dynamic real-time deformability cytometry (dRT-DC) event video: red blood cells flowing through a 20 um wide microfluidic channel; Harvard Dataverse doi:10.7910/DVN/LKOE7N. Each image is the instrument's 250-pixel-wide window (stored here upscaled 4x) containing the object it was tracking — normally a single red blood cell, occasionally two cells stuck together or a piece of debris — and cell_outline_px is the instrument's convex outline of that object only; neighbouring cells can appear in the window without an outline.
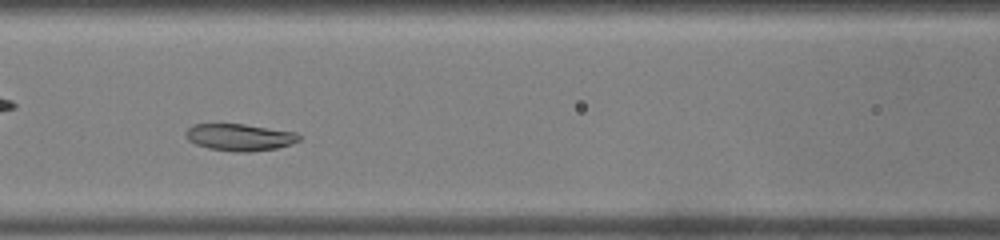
{"species": "common noctule bat (a hibernating species)", "species_latin": "Nyctalus noctula", "temperature_condition": "warm", "stored_images_in_passage": 37, "camera_frame_rate_fps": 3000, "um_per_image_px": 0.085, "animal": {"sex": "male", "body_mass_g": 19.0, "forearm_length_mm": 50.8}, "frame": {"image": 1, "passage_image": 11, "time_ms": 3.333, "image_size_px": [1000, 240], "cell_outline_px": [[300, 140], [292, 144], [276, 148], [248, 152], [236, 152], [208, 148], [196, 144], [188, 140], [184, 136], [184, 132], [188, 128], [196, 124], [244, 124], [296, 132], [300, 136]], "centroid_in_image_um": [20.36, 11.66], "position_along_channel_um": 146.2, "area_um2": 17.8}}
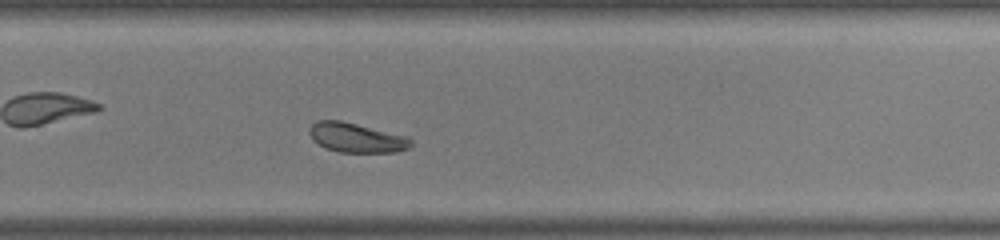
{"frame": {"image": 2, "passage_image": 22, "time_ms": 7.0, "image_size_px": [1000, 240], "cell_outline_px": [[412, 144], [408, 148], [396, 152], [340, 152], [324, 148], [312, 140], [308, 132], [308, 128], [316, 120], [340, 120], [408, 136], [412, 140]], "centroid_in_image_um": [30.26, 11.7], "position_along_channel_um": 299.5, "area_um2": 17.63}}
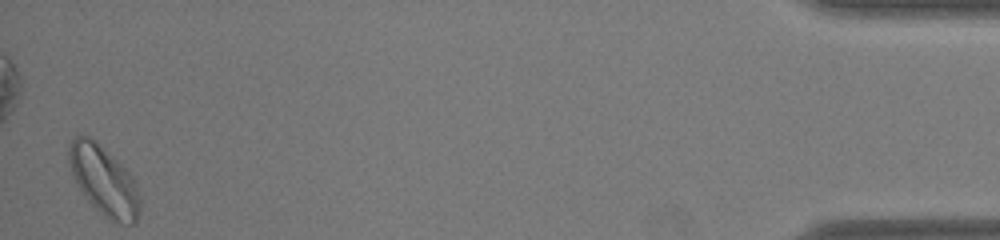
{"frame": {"image": 3, "passage_image": 37, "time_ms": 12.0, "image_size_px": [1000, 240], "cell_outline_px": [[140, 208], [136, 220], [132, 224], [112, 224], [88, 200], [80, 188], [72, 172], [68, 160], [68, 148], [72, 140], [76, 136], [88, 136], [104, 148], [128, 172], [140, 196]], "centroid_in_image_um": [8.83, 15.39], "position_along_channel_um": 426.4, "area_um2": 28.09}, "authors_computed_cell_mechanics": {"area_um2": 18.4382, "velocity_mm_per_s": 4.1868, "shape_relaxation_time_tau1_ms": 2.475, "shape_relaxation_time_tau2_ms": null, "deformation_change_tau1": 0.103, "deformation_change_tau2": null}}